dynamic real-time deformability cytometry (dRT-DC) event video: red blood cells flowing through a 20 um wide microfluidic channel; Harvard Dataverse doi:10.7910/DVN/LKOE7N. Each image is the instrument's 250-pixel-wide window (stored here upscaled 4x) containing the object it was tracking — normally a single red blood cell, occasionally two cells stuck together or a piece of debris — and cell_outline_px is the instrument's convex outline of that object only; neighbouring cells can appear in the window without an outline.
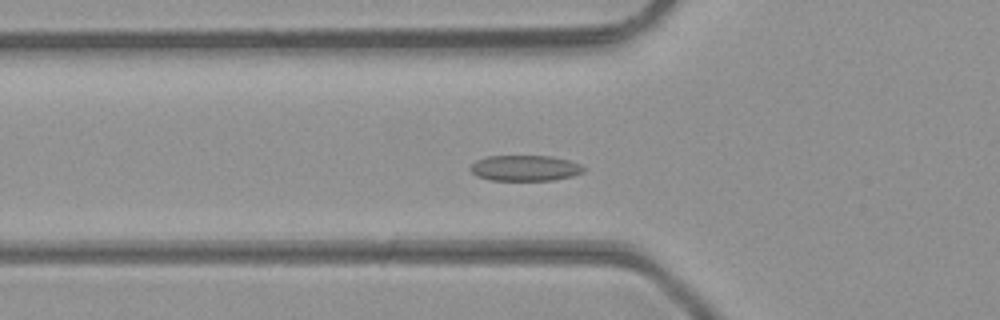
{"species": "common noctule bat (a hibernating species)", "species_latin": "Nyctalus noctula", "temperature_condition": "room temperature", "stored_images_in_passage": 44, "camera_frame_rate_fps": 3000, "um_per_image_px": 0.085, "animal": {"sex": "male", "body_mass_g": 23.1, "forearm_length_mm": 52.7}, "frame": {"image": 1, "passage_image": 12, "time_ms": 3.667, "image_size_px": [1000, 320], "cell_outline_px": [[584, 172], [572, 176], [552, 180], [488, 180], [476, 176], [468, 168], [476, 160], [488, 156], [548, 156], [568, 160], [580, 164], [584, 168]], "centroid_in_image_um": [44.59, 14.29], "position_along_channel_um": 81.2, "area_um2": 16.94}}
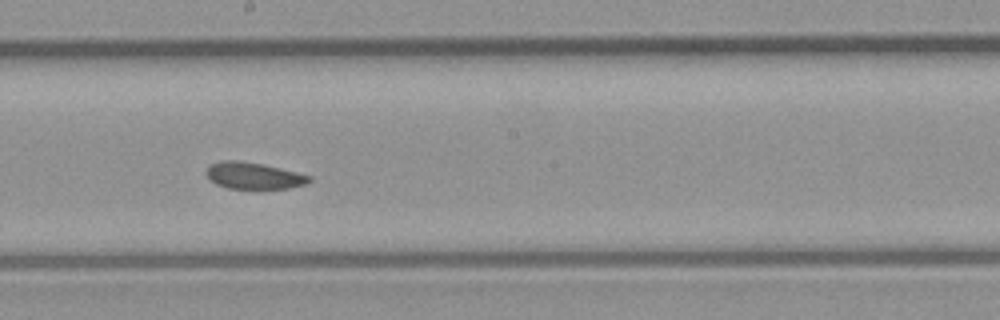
{"frame": {"image": 2, "passage_image": 22, "time_ms": 7.0, "image_size_px": [1000, 320], "cell_outline_px": [[312, 180], [308, 184], [288, 188], [260, 192], [256, 192], [228, 188], [216, 184], [208, 180], [204, 172], [208, 164], [220, 160], [236, 160], [264, 164], [312, 176]], "centroid_in_image_um": [21.53, 14.98], "position_along_channel_um": 226.7, "area_um2": 17.17}}
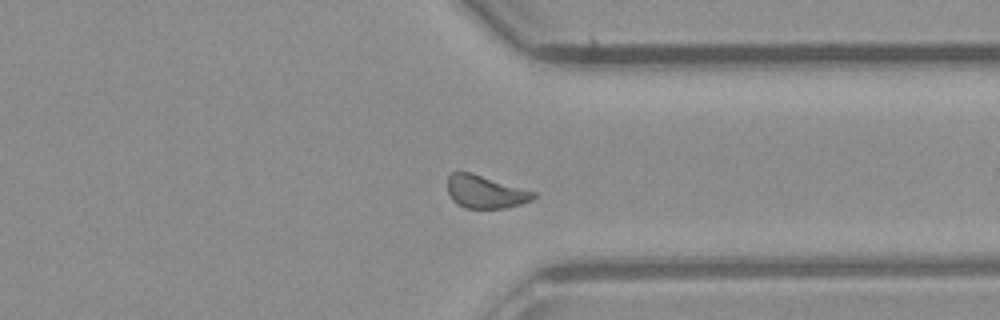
{"frame": {"image": 3, "passage_image": 32, "time_ms": 10.333, "image_size_px": [1000, 320], "cell_outline_px": [[536, 196], [532, 200], [520, 204], [504, 208], [464, 208], [456, 204], [452, 200], [448, 192], [448, 176], [452, 172], [472, 172], [536, 192]], "centroid_in_image_um": [41.24, 16.3], "position_along_channel_um": 370.2, "area_um2": 16.53}, "authors_computed_cell_mechanics": {"area_um2": 16.7331, "velocity_mm_per_s": 4.3376, "shape_relaxation_time_tau1_ms": 1.9844, "shape_relaxation_time_tau2_ms": 10.1027, "deformation_change_tau1": 0.0486, "deformation_change_tau2": 0.1421}}